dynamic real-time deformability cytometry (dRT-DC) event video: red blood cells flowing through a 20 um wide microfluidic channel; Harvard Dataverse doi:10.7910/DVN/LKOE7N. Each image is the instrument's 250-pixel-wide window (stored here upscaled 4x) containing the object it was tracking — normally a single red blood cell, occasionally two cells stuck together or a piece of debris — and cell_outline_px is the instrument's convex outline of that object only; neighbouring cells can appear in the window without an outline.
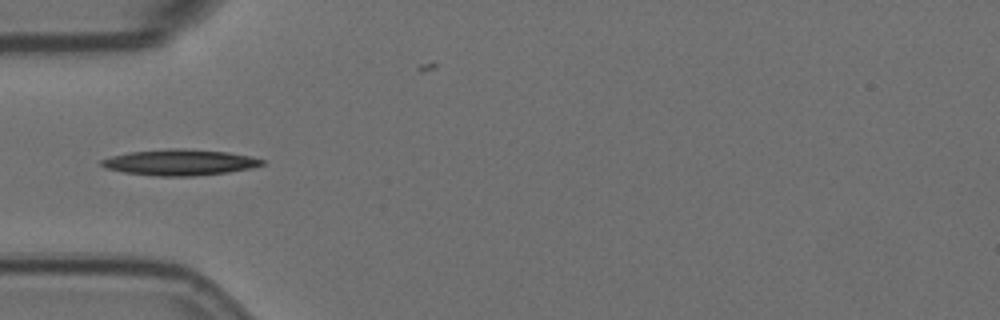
{"species": "Egyptian fruit bat (a non-hibernating species)", "species_latin": "Rousettus aegyptiacus", "temperature_condition": "room temperature", "stored_images_in_passage": 7, "camera_frame_rate_fps": 3000, "um_per_image_px": 0.085, "animal": {"sex": "female"}, "frame": {"image": 1, "passage_image": 2, "time_ms": 0.333, "image_size_px": [1000, 320], "cell_outline_px": [[264, 164], [252, 168], [228, 172], [192, 176], [156, 176], [124, 172], [104, 168], [100, 164], [100, 160], [112, 156], [128, 152], [164, 148], [184, 148], [228, 152], [248, 156], [264, 160]], "centroid_in_image_um": [15.24, 13.79], "position_along_channel_um": 69.8, "area_um2": 24.39}}
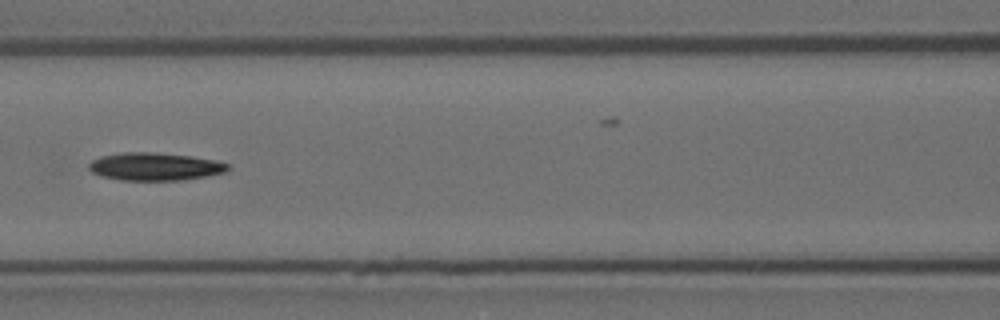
{"frame": {"image": 2, "passage_image": 4, "time_ms": 1.0, "image_size_px": [1000, 320], "cell_outline_px": [[232, 168], [224, 172], [204, 176], [180, 180], [120, 180], [104, 176], [92, 172], [88, 168], [88, 164], [92, 160], [100, 156], [124, 152], [156, 152], [192, 156], [212, 160], [228, 164]], "centroid_in_image_um": [13.14, 14.15], "position_along_channel_um": 153.5, "area_um2": 22.37}}
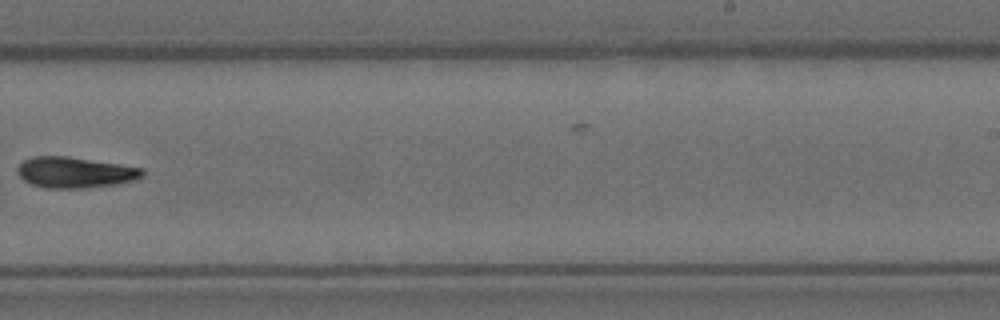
{"frame": {"image": 3, "passage_image": 7, "time_ms": 2.0, "image_size_px": [1000, 320], "cell_outline_px": [[144, 176], [136, 180], [120, 184], [84, 188], [44, 188], [32, 184], [24, 180], [16, 172], [16, 168], [24, 160], [32, 156], [68, 156], [120, 164], [144, 168]], "centroid_in_image_um": [6.4, 14.66], "position_along_channel_um": 282.6, "area_um2": 22.77}}